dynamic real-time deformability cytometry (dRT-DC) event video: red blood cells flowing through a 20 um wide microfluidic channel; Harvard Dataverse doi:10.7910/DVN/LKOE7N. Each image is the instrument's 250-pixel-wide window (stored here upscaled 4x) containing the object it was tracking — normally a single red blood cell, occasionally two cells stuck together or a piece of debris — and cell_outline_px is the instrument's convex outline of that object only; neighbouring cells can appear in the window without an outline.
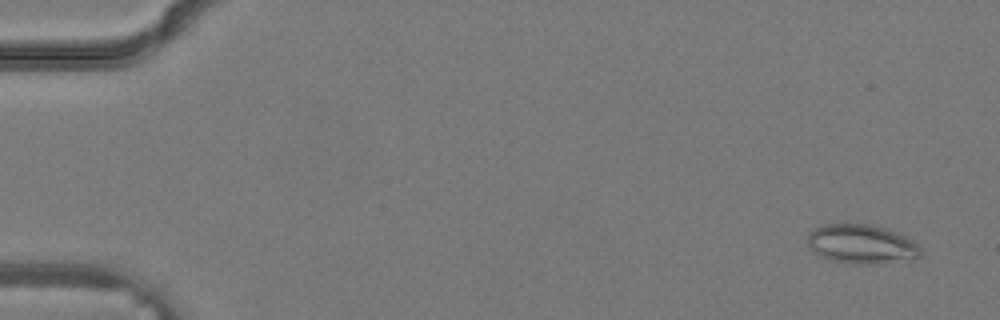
{"species": "common noctule bat (a hibernating species)", "species_latin": "Nyctalus noctula", "temperature_condition": "warm", "stored_images_in_passage": 36, "camera_frame_rate_fps": 3000, "um_per_image_px": 0.085, "animal": {"sex": "male", "body_mass_g": 19.2, "forearm_length_mm": 51.8}, "frame": {"image": 1, "passage_image": 2, "time_ms": 0.333, "image_size_px": [1000, 320], "cell_outline_px": [[924, 252], [916, 260], [880, 264], [856, 264], [832, 260], [820, 256], [812, 252], [808, 244], [808, 232], [824, 224], [872, 224], [900, 232], [920, 244]], "centroid_in_image_um": [73.33, 20.76], "position_along_channel_um": 11.7, "area_um2": 26.65}}
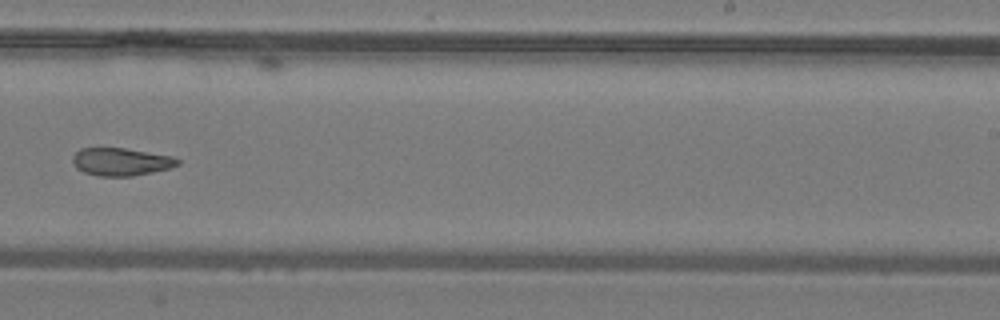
{"frame": {"image": 2, "passage_image": 23, "time_ms": 7.333, "image_size_px": [1000, 320], "cell_outline_px": [[180, 164], [168, 168], [152, 172], [132, 176], [100, 176], [84, 172], [76, 168], [72, 164], [72, 156], [80, 148], [124, 148], [172, 156], [180, 160]], "centroid_in_image_um": [10.25, 13.75], "position_along_channel_um": 278.7, "area_um2": 16.94}}
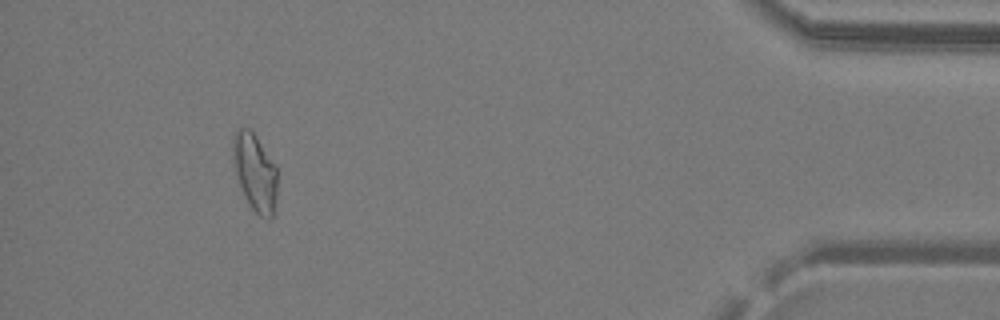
{"frame": {"image": 3, "passage_image": 33, "time_ms": 10.667, "image_size_px": [1000, 320], "cell_outline_px": [[276, 204], [272, 220], [268, 220], [260, 216], [252, 208], [244, 196], [232, 160], [232, 140], [236, 128], [248, 128], [256, 136], [276, 168]], "centroid_in_image_um": [21.66, 14.66], "position_along_channel_um": 413.5, "area_um2": 19.88}}